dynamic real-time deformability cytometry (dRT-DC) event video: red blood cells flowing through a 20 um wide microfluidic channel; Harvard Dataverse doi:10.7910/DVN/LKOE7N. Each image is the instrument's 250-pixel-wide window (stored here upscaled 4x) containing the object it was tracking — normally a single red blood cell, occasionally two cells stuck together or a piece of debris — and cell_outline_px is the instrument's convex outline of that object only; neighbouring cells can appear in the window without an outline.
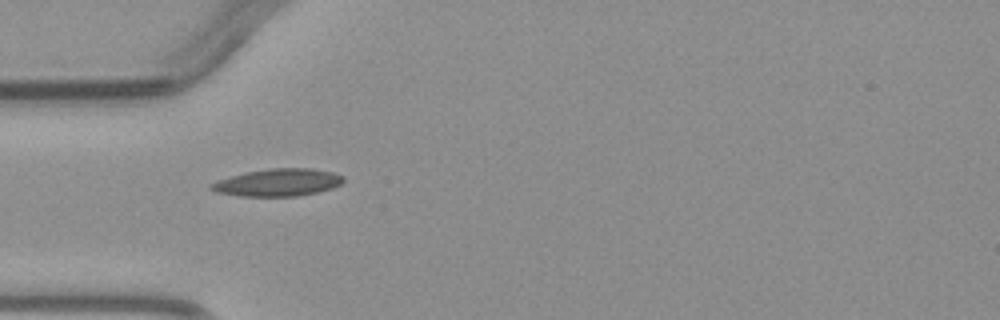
{"species": "common noctule bat (a hibernating species)", "species_latin": "Nyctalus noctula", "temperature_condition": "warm", "stored_images_in_passage": 6, "camera_frame_rate_fps": 3000, "um_per_image_px": 0.085, "animal": {"sex": "male", "body_mass_g": 23.1, "forearm_length_mm": 52.7}, "frame": {"image": 1, "passage_image": 4, "time_ms": 3.667, "image_size_px": [1000, 320], "cell_outline_px": [[344, 180], [340, 184], [332, 188], [316, 192], [296, 196], [240, 196], [216, 192], [208, 188], [208, 184], [216, 180], [248, 172], [272, 168], [312, 168], [332, 172], [344, 176]], "centroid_in_image_um": [23.6, 15.51], "position_along_channel_um": 61.4, "area_um2": 21.04}}
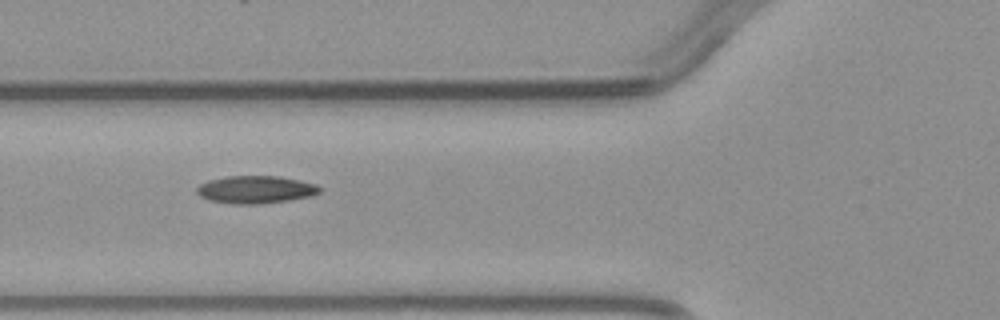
{"frame": {"image": 2, "passage_image": 5, "time_ms": 4.667, "image_size_px": [1000, 320], "cell_outline_px": [[320, 192], [312, 196], [288, 200], [260, 204], [236, 204], [212, 200], [200, 196], [196, 192], [196, 188], [200, 184], [208, 180], [224, 176], [280, 176], [300, 180], [316, 184], [320, 188]], "centroid_in_image_um": [21.73, 16.1], "position_along_channel_um": 104.1, "area_um2": 19.77}}
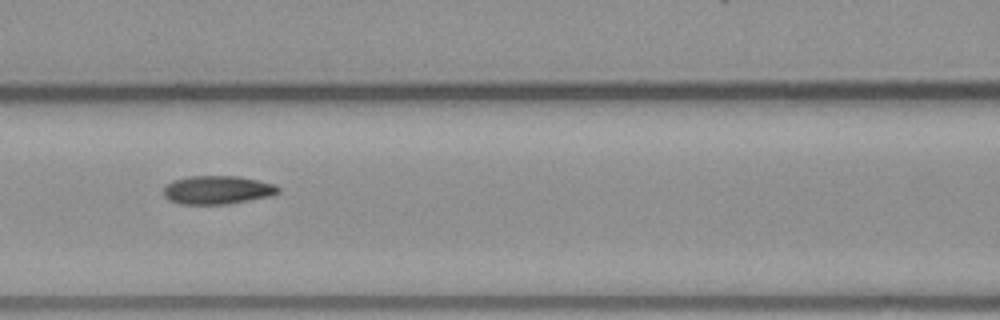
{"frame": {"image": 3, "passage_image": 6, "time_ms": 5.667, "image_size_px": [1000, 320], "cell_outline_px": [[280, 192], [272, 196], [228, 204], [180, 204], [168, 200], [164, 196], [164, 188], [172, 180], [188, 176], [236, 176], [256, 180], [272, 184], [280, 188]], "centroid_in_image_um": [18.46, 16.15], "position_along_channel_um": 148.1, "area_um2": 19.02}}